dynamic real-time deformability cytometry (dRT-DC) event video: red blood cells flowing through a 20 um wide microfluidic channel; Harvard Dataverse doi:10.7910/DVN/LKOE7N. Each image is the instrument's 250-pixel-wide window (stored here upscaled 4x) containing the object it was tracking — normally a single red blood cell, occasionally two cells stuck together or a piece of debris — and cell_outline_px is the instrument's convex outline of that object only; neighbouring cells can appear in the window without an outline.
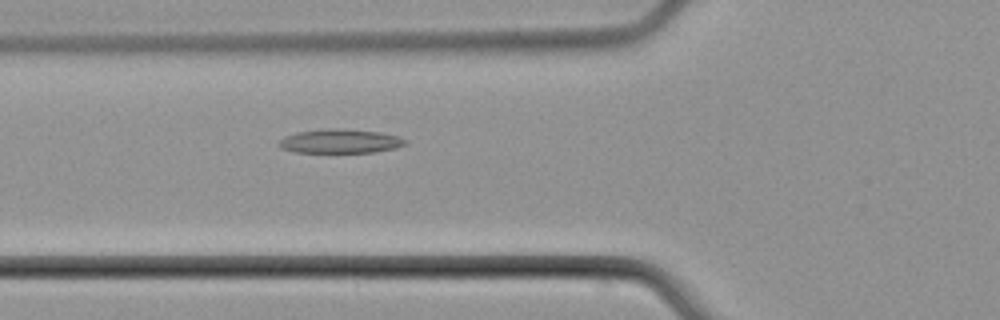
{"species": "common noctule bat (a hibernating species)", "species_latin": "Nyctalus noctula", "temperature_condition": "cold", "stored_images_in_passage": 6, "camera_frame_rate_fps": 3000, "um_per_image_px": 0.085, "animal": {"sex": "male", "body_mass_g": 21.5, "forearm_length_mm": 52.0}, "frame": {"image": 1, "passage_image": 6, "time_ms": 6.0, "image_size_px": [1000, 320], "cell_outline_px": [[408, 144], [396, 148], [372, 152], [296, 152], [280, 148], [276, 144], [284, 136], [296, 132], [324, 128], [340, 128], [380, 132], [396, 136], [408, 140]], "centroid_in_image_um": [28.89, 11.99], "position_along_channel_um": 96.9, "area_um2": 17.86}}